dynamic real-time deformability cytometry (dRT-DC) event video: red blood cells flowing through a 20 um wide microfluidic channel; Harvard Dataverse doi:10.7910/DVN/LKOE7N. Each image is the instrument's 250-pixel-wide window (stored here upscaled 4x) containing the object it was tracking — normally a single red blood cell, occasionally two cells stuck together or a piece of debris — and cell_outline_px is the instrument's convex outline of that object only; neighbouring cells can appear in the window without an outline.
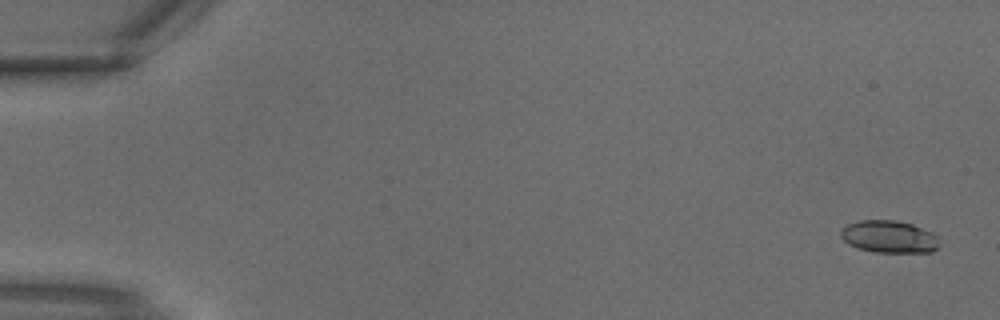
{"species": "common noctule bat (a hibernating species)", "species_latin": "Nyctalus noctula", "temperature_condition": "warm", "stored_images_in_passage": 3, "camera_frame_rate_fps": 3000, "um_per_image_px": 0.085, "animal": {"sex": "male", "body_mass_g": 18.8}, "frame": {"image": 1, "passage_image": 1, "time_ms": 0.0, "image_size_px": [1000, 320], "cell_outline_px": [[940, 244], [932, 252], [872, 252], [848, 244], [840, 236], [840, 232], [848, 224], [860, 220], [896, 220], [912, 224], [932, 232], [936, 236]], "centroid_in_image_um": [75.58, 20.12], "position_along_channel_um": 9.4, "area_um2": 18.5}}
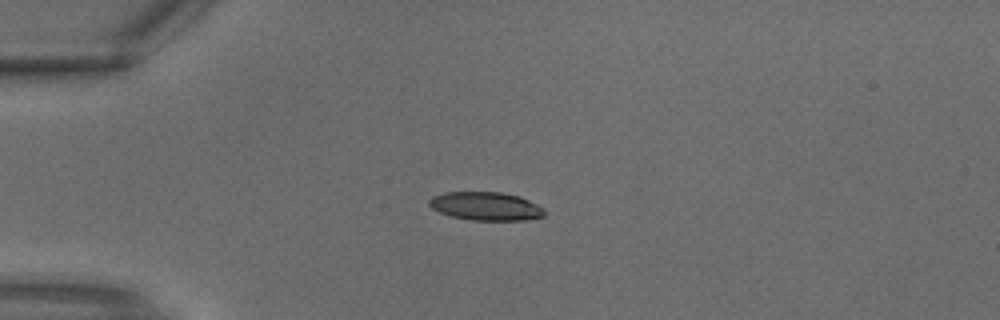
{"frame": {"image": 2, "passage_image": 3, "time_ms": 0.667, "image_size_px": [1000, 320], "cell_outline_px": [[544, 216], [524, 220], [472, 220], [452, 216], [440, 212], [432, 208], [428, 204], [428, 200], [432, 196], [444, 192], [500, 192], [520, 196], [544, 208]], "centroid_in_image_um": [41.28, 17.52], "position_along_channel_um": 43.7, "area_um2": 19.02}}